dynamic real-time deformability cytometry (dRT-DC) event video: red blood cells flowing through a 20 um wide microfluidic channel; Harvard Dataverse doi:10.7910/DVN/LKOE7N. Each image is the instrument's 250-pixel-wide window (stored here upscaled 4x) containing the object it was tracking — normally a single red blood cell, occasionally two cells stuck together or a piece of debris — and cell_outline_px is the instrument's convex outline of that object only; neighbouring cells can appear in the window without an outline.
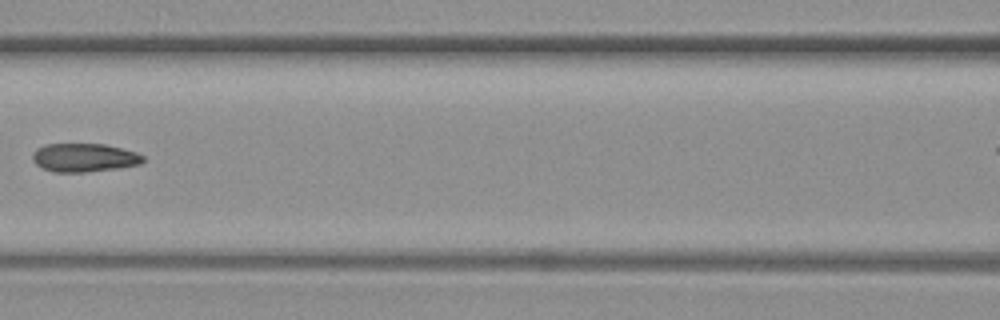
{"species": "common noctule bat (a hibernating species)", "species_latin": "Nyctalus noctula", "temperature_condition": "warm", "stored_images_in_passage": 8, "segment_of_instrument_passage": [1, 2], "camera_frame_rate_fps": 3000, "um_per_image_px": 0.085, "animal": {"sex": "female", "body_mass_g": 19.3, "forearm_length_mm": 54.1}, "frame": {"image": 1, "passage_image": 6, "time_ms": 6.0, "image_size_px": [1000, 320], "cell_outline_px": [[144, 160], [140, 164], [120, 168], [84, 172], [52, 172], [40, 168], [32, 160], [32, 152], [36, 148], [44, 144], [104, 144], [136, 152], [144, 156]], "centroid_in_image_um": [7.11, 13.4], "position_along_channel_um": 159.5, "area_um2": 18.55}}
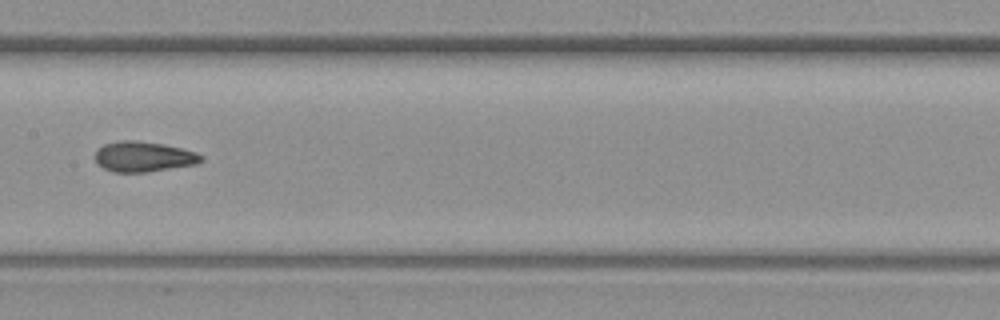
{"frame": {"image": 2, "passage_image": 7, "time_ms": 7.0, "image_size_px": [1000, 320], "cell_outline_px": [[204, 160], [196, 164], [148, 172], [112, 172], [96, 164], [96, 148], [104, 144], [120, 140], [136, 140], [164, 144], [196, 152], [204, 156]], "centroid_in_image_um": [12.19, 13.31], "position_along_channel_um": 195.2, "area_um2": 18.9}}